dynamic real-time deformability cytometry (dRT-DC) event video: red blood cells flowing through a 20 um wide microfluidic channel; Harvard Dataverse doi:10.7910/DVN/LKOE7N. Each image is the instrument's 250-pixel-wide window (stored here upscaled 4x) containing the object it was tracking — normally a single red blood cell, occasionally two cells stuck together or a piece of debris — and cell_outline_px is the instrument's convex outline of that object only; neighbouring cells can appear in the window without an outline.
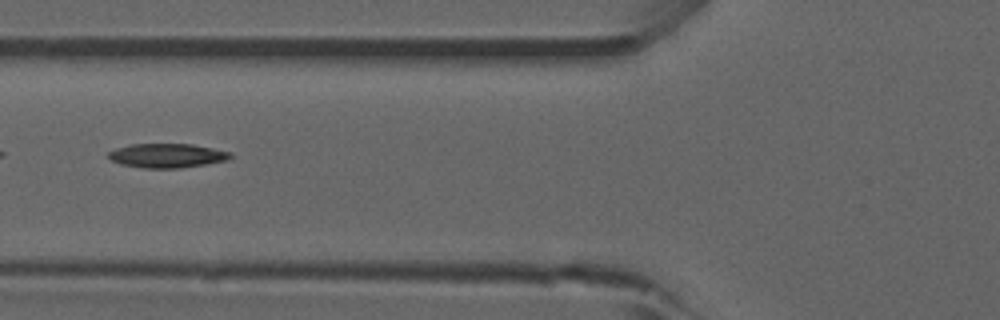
{"species": "common noctule bat (a hibernating species)", "species_latin": "Nyctalus noctula", "temperature_condition": "room temperature", "stored_images_in_passage": 39, "camera_frame_rate_fps": 3000, "um_per_image_px": 0.085, "animal": {"sex": "male", "forearm_length_mm": 52.5}, "frame": {"image": 1, "passage_image": 6, "time_ms": 1.667, "image_size_px": [1000, 320], "cell_outline_px": [[232, 156], [228, 160], [180, 168], [144, 168], [120, 164], [112, 160], [108, 156], [108, 152], [116, 148], [132, 144], [192, 144], [232, 152]], "centroid_in_image_um": [14.2, 13.22], "position_along_channel_um": 111.6, "area_um2": 17.11}}